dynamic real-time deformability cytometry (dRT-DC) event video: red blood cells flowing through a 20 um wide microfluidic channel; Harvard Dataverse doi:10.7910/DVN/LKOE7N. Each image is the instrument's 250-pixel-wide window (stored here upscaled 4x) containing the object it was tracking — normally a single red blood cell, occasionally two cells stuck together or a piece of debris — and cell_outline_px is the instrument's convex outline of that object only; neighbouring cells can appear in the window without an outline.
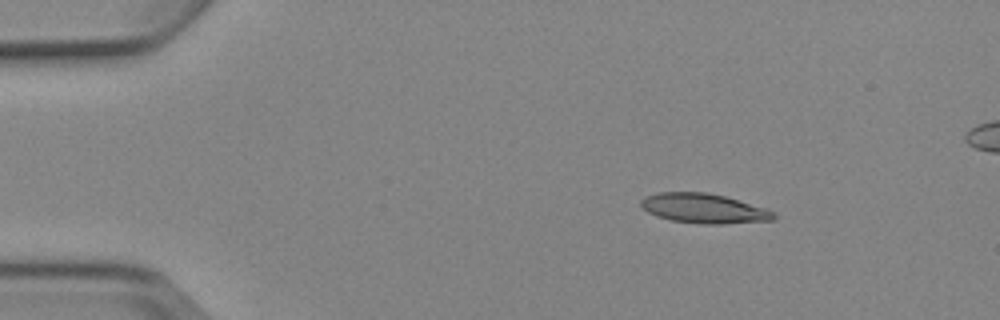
{"species": "Egyptian fruit bat (a non-hibernating species)", "species_latin": "Rousettus aegyptiacus", "temperature_condition": "cold", "stored_images_in_passage": 4, "camera_frame_rate_fps": 3000, "um_per_image_px": 0.085, "animal": {"sex": "female"}, "frame": {"image": 1, "passage_image": 1, "time_ms": 0.0, "image_size_px": [1000, 320], "cell_outline_px": [[776, 220], [720, 224], [704, 224], [672, 220], [656, 216], [648, 212], [640, 204], [640, 200], [644, 196], [660, 192], [704, 192], [724, 196], [768, 208], [776, 212]], "centroid_in_image_um": [59.87, 17.71], "position_along_channel_um": 25.1, "area_um2": 23.06}}